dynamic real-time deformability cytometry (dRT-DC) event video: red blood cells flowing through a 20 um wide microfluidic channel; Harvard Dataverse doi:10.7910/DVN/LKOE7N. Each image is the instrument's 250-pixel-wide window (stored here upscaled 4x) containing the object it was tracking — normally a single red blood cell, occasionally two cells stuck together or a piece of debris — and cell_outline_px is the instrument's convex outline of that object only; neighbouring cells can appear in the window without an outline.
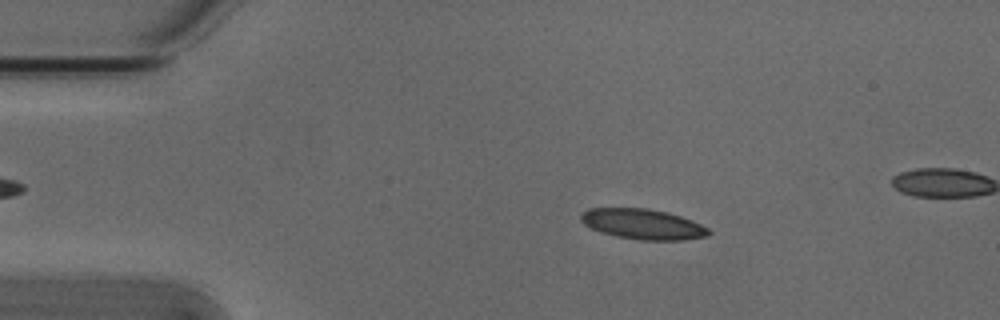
{"species": "Egyptian fruit bat (a non-hibernating species)", "species_latin": "Rousettus aegyptiacus", "temperature_condition": "cold", "stored_images_in_passage": 7, "camera_frame_rate_fps": 3000, "um_per_image_px": 0.085, "animal": {"sex": "male"}, "frame": {"image": 1, "passage_image": 2, "time_ms": 0.333, "image_size_px": [1000, 320], "cell_outline_px": [[712, 232], [708, 236], [684, 240], [640, 240], [616, 236], [600, 232], [584, 224], [580, 220], [580, 212], [588, 208], [648, 208], [668, 212], [692, 220], [708, 228]], "centroid_in_image_um": [54.63, 19.04], "position_along_channel_um": 30.4, "area_um2": 22.77}}
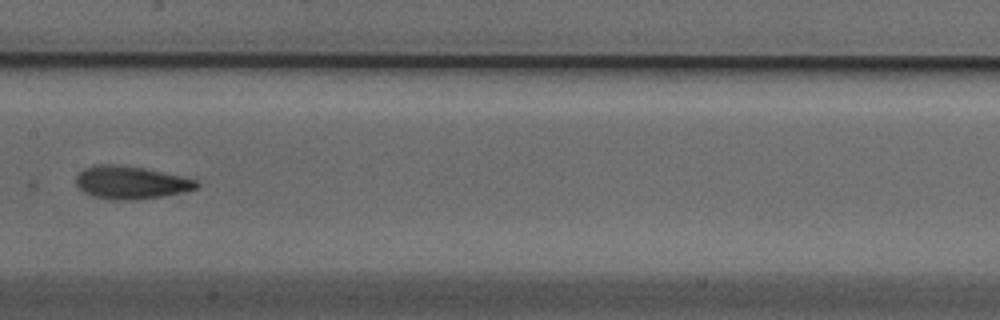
{"frame": {"image": 2, "passage_image": 6, "time_ms": 1.667, "image_size_px": [1000, 320], "cell_outline_px": [[200, 184], [196, 188], [184, 192], [164, 196], [132, 200], [112, 200], [92, 196], [84, 192], [76, 184], [76, 176], [84, 168], [96, 164], [116, 164], [144, 168], [184, 176], [196, 180]], "centroid_in_image_um": [11.13, 15.51], "position_along_channel_um": 196.3, "area_um2": 23.24}}